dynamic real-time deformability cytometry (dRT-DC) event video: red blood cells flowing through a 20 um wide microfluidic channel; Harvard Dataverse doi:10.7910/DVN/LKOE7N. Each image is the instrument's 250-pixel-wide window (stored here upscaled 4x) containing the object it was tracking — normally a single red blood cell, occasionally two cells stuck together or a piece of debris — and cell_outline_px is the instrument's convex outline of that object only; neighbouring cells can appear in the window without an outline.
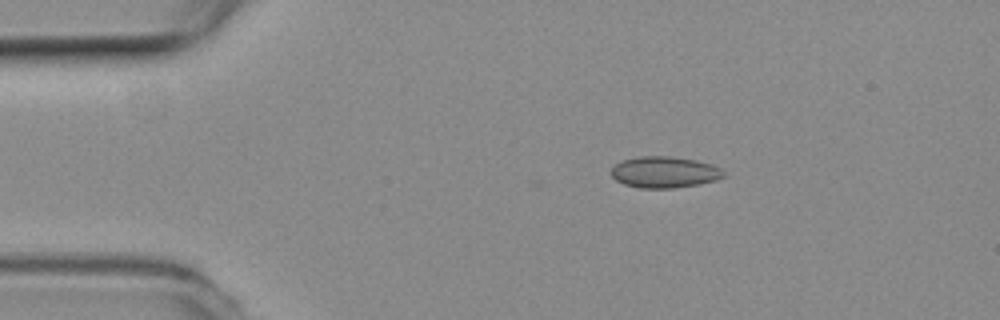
{"species": "common noctule bat (a hibernating species)", "species_latin": "Nyctalus noctula", "temperature_condition": "room temperature", "stored_images_in_passage": 47, "segment_of_instrument_passage": [1, 2], "camera_frame_rate_fps": 3000, "um_per_image_px": 0.085, "animal": {"sex": "female", "body_mass_g": 19.3, "forearm_length_mm": 54.1}, "frame": {"image": 1, "passage_image": 1, "time_ms": 0.0, "image_size_px": [1000, 320], "cell_outline_px": [[724, 176], [716, 180], [700, 184], [672, 188], [640, 188], [624, 184], [616, 180], [608, 172], [620, 160], [636, 156], [672, 156], [696, 160], [712, 164], [720, 168], [724, 172]], "centroid_in_image_um": [56.45, 14.62], "position_along_channel_um": 28.6, "area_um2": 20.75}}
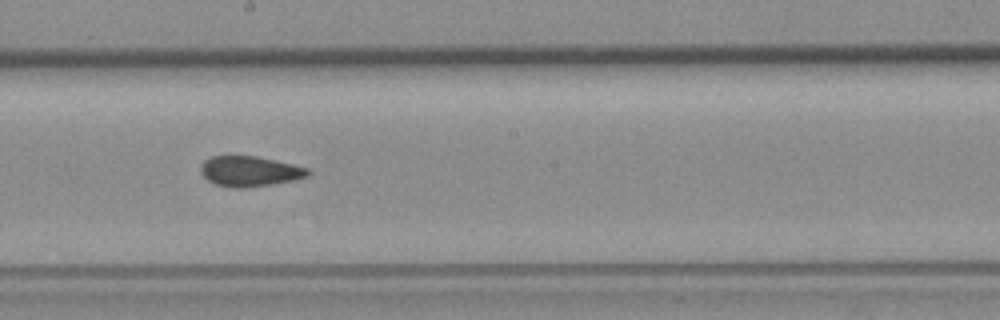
{"frame": {"image": 2, "passage_image": 21, "time_ms": 6.667, "image_size_px": [1000, 320], "cell_outline_px": [[312, 172], [308, 176], [292, 180], [272, 184], [244, 188], [236, 188], [216, 184], [208, 180], [200, 172], [200, 164], [204, 160], [212, 156], [256, 156], [292, 164], [308, 168]], "centroid_in_image_um": [21.21, 14.55], "position_along_channel_um": 227.0, "area_um2": 18.84}}
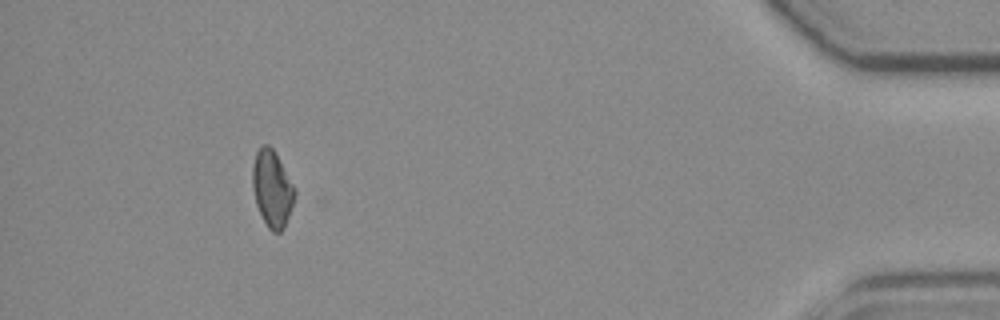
{"frame": {"image": 3, "passage_image": 41, "time_ms": 13.333, "image_size_px": [1000, 320], "cell_outline_px": [[296, 192], [284, 228], [280, 232], [272, 232], [268, 228], [256, 204], [252, 188], [252, 164], [256, 152], [264, 144], [268, 144], [276, 152], [296, 188]], "centroid_in_image_um": [23.13, 16.0], "position_along_channel_um": 412.1, "area_um2": 18.9}}